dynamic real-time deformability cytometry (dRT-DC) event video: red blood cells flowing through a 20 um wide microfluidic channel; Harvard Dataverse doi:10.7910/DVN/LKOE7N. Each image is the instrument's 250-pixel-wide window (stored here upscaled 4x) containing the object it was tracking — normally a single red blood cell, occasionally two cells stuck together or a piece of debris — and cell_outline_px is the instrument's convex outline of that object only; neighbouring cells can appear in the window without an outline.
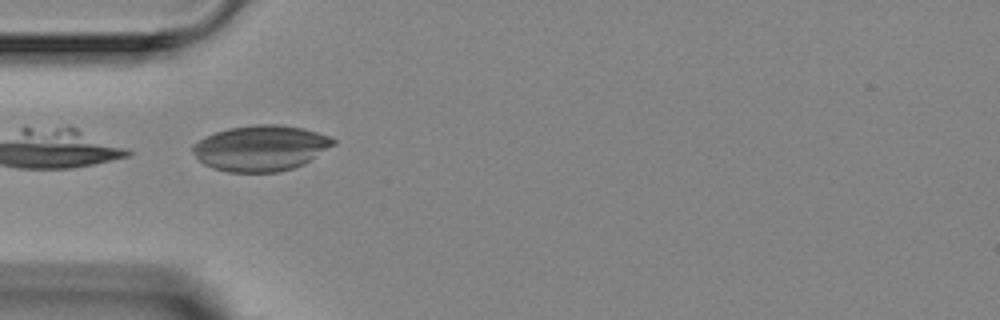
{"species": "Egyptian fruit bat (a non-hibernating species)", "species_latin": "Rousettus aegyptiacus", "temperature_condition": "room temperature", "stored_images_in_passage": 6, "camera_frame_rate_fps": 3000, "um_per_image_px": 0.085, "animal": {"sex": "female"}, "frame": {"image": 1, "passage_image": 4, "time_ms": 4.333, "image_size_px": [1000, 320], "cell_outline_px": [[336, 144], [304, 164], [292, 168], [276, 172], [228, 172], [212, 168], [204, 164], [192, 152], [192, 144], [204, 136], [228, 128], [256, 124], [276, 124], [304, 128], [328, 136], [336, 140]], "centroid_in_image_um": [22.15, 12.58], "position_along_channel_um": 62.8, "area_um2": 37.45}}
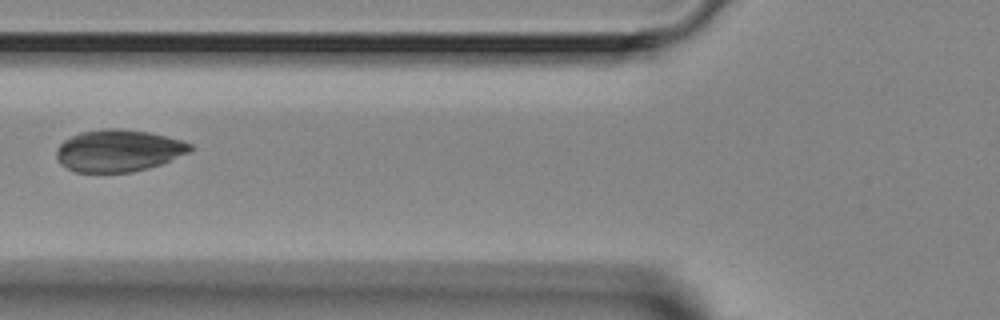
{"frame": {"image": 2, "passage_image": 5, "time_ms": 5.667, "image_size_px": [1000, 320], "cell_outline_px": [[196, 148], [192, 152], [160, 164], [148, 168], [132, 172], [76, 172], [60, 164], [56, 156], [56, 148], [64, 140], [80, 132], [100, 128], [120, 128], [148, 132], [184, 140], [192, 144]], "centroid_in_image_um": [10.1, 12.79], "position_along_channel_um": 115.7, "area_um2": 33.12}}
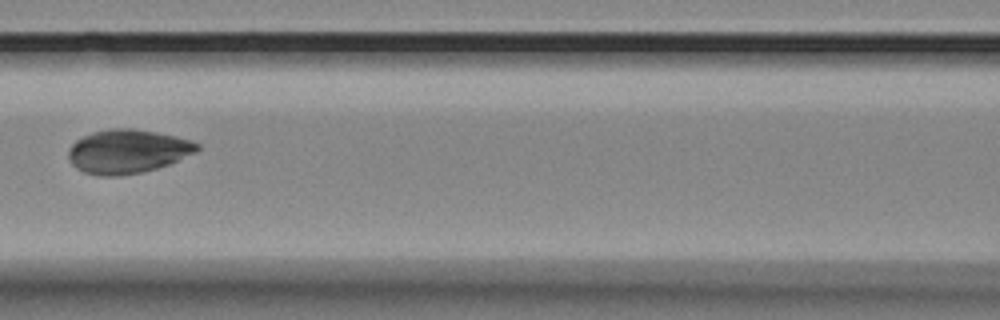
{"frame": {"image": 3, "passage_image": 6, "time_ms": 6.667, "image_size_px": [1000, 320], "cell_outline_px": [[200, 148], [196, 152], [168, 164], [144, 172], [120, 176], [100, 176], [84, 172], [76, 168], [68, 160], [68, 148], [76, 140], [92, 132], [112, 128], [132, 128], [156, 132], [176, 136], [192, 140], [200, 144]], "centroid_in_image_um": [10.83, 12.87], "position_along_channel_um": 155.8, "area_um2": 33.06}}